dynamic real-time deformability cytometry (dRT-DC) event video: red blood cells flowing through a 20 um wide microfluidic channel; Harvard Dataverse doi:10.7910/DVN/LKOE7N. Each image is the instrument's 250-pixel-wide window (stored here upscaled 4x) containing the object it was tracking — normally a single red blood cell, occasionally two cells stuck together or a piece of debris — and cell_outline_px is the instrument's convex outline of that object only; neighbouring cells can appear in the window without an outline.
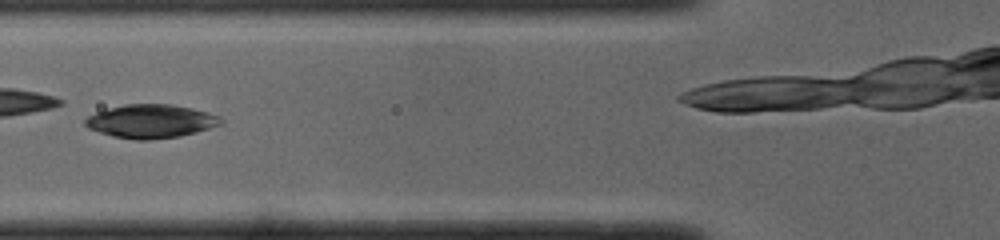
{"species": "common noctule bat (a hibernating species)", "species_latin": "Nyctalus noctula", "temperature_condition": "cold", "stored_images_in_passage": 39, "camera_frame_rate_fps": 3000, "um_per_image_px": 0.085, "animal": {"sex": "male", "body_mass_g": 19.0, "forearm_length_mm": 50.8}, "frame": {"image": 1, "passage_image": 17, "time_ms": 5.333, "image_size_px": [1000, 240], "cell_outline_px": [[224, 124], [196, 132], [180, 136], [152, 140], [136, 140], [112, 136], [88, 128], [84, 124], [84, 120], [88, 116], [96, 112], [124, 104], [172, 104], [192, 108], [208, 112], [224, 120]], "centroid_in_image_um": [12.84, 10.31], "position_along_channel_um": 113.0, "area_um2": 26.59}}